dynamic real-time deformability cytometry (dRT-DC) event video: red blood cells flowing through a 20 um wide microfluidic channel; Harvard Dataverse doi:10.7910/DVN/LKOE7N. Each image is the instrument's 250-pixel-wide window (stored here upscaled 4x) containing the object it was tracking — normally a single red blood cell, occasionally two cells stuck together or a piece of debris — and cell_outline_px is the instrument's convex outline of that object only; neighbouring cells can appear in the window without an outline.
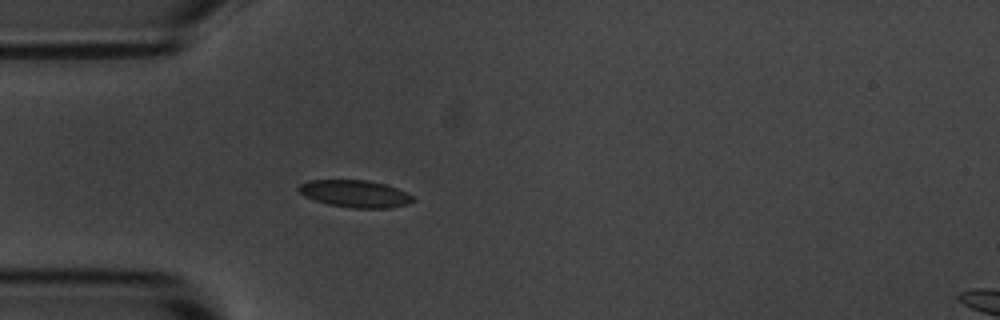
{"species": "common noctule bat (a hibernating species)", "species_latin": "Nyctalus noctula", "temperature_condition": "room temperature", "stored_images_in_passage": 5, "camera_frame_rate_fps": 3000, "um_per_image_px": 0.085, "animal": {"sex": "male", "body_mass_g": 20.1, "forearm_length_mm": 53.5}, "frame": {"image": 1, "passage_image": 5, "time_ms": 4.667, "image_size_px": [1000, 320], "cell_outline_px": [[416, 200], [408, 204], [392, 208], [352, 208], [328, 204], [304, 196], [296, 188], [300, 184], [308, 180], [368, 180], [384, 184], [396, 188], [412, 196]], "centroid_in_image_um": [30.17, 16.47], "position_along_channel_um": 54.8, "area_um2": 18.09}}